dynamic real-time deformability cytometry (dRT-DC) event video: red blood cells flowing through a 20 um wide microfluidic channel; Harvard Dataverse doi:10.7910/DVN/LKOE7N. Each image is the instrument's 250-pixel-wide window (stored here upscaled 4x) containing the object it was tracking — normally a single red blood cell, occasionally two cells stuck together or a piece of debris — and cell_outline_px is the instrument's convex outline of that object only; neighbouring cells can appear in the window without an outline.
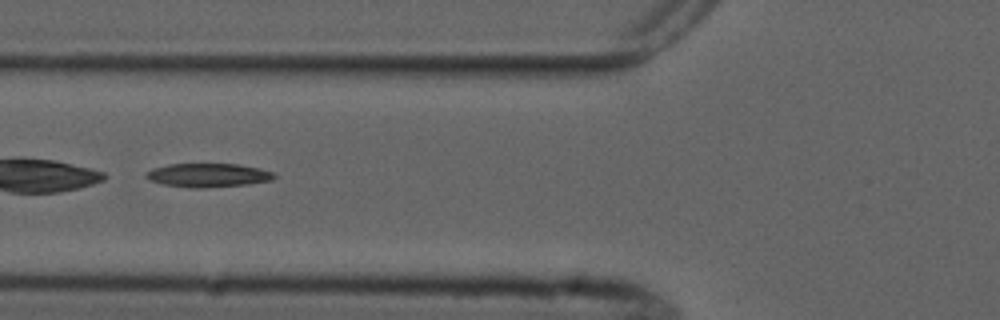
{"species": "common noctule bat (a hibernating species)", "species_latin": "Nyctalus noctula", "temperature_condition": "cold", "stored_images_in_passage": 7, "camera_frame_rate_fps": 3000, "um_per_image_px": 0.085, "animal": {"sex": "male", "forearm_length_mm": 52.5}, "frame": {"image": 1, "passage_image": 6, "time_ms": 6.0, "image_size_px": [1000, 320], "cell_outline_px": [[276, 176], [272, 180], [248, 184], [200, 188], [192, 188], [164, 184], [148, 180], [144, 176], [152, 168], [168, 164], [236, 164], [260, 168], [272, 172]], "centroid_in_image_um": [17.67, 14.89], "position_along_channel_um": 108.1, "area_um2": 17.63}}
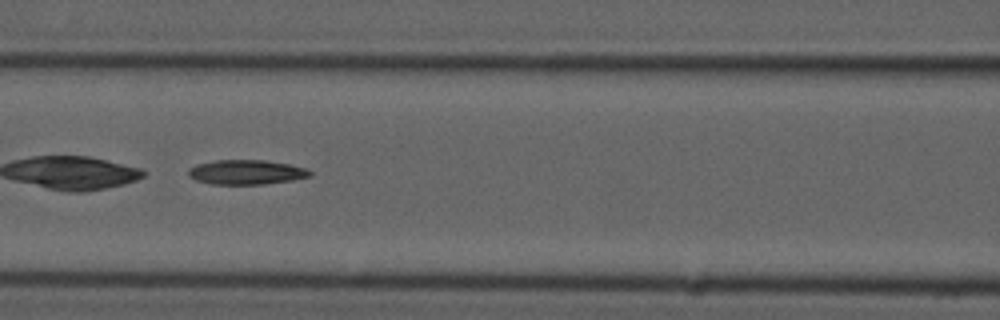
{"frame": {"image": 2, "passage_image": 7, "time_ms": 7.0, "image_size_px": [1000, 320], "cell_outline_px": [[312, 176], [292, 180], [264, 184], [212, 184], [196, 180], [188, 176], [188, 168], [196, 164], [216, 160], [264, 160], [288, 164], [304, 168], [312, 172]], "centroid_in_image_um": [20.91, 14.63], "position_along_channel_um": 145.7, "area_um2": 17.4}}